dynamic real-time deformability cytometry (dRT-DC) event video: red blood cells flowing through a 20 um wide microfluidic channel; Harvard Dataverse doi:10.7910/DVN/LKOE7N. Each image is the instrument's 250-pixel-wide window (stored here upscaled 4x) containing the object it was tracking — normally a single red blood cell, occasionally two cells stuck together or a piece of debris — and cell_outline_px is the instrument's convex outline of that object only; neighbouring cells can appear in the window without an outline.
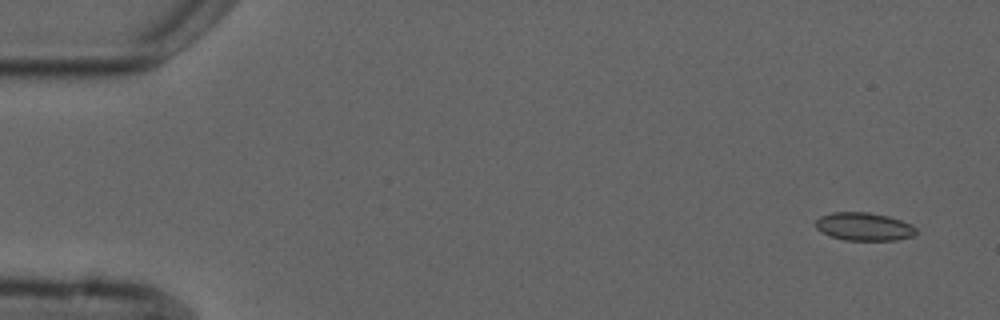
{"species": "common noctule bat (a hibernating species)", "species_latin": "Nyctalus noctula", "temperature_condition": "cold", "stored_images_in_passage": 6, "camera_frame_rate_fps": 3000, "um_per_image_px": 0.085, "animal": {"sex": "male", "forearm_length_mm": 52.5}, "frame": {"image": 1, "passage_image": 1, "time_ms": 0.0, "image_size_px": [1000, 320], "cell_outline_px": [[916, 232], [912, 236], [896, 240], [844, 240], [820, 232], [816, 228], [816, 220], [820, 216], [832, 212], [868, 212], [888, 216], [912, 224], [916, 228]], "centroid_in_image_um": [73.43, 19.26], "position_along_channel_um": 11.6, "area_um2": 16.42}}
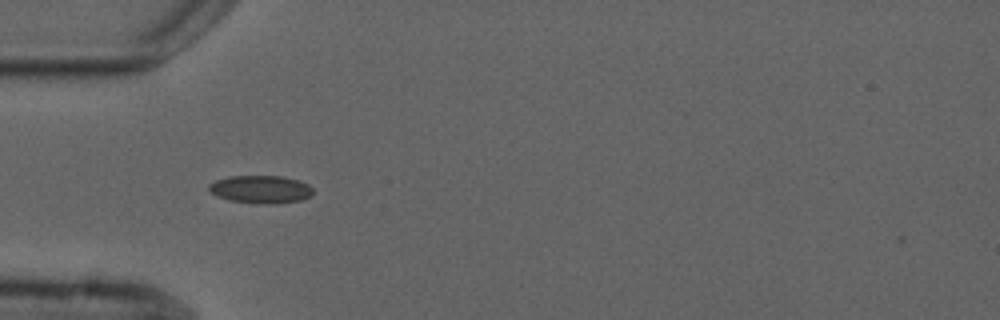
{"frame": {"image": 2, "passage_image": 5, "time_ms": 4.667, "image_size_px": [1000, 320], "cell_outline_px": [[312, 196], [300, 200], [276, 204], [260, 204], [228, 200], [216, 196], [208, 188], [208, 184], [216, 180], [228, 176], [280, 176], [300, 180], [308, 184], [312, 188]], "centroid_in_image_um": [22.16, 16.1], "position_along_channel_um": 62.8, "area_um2": 17.05}}
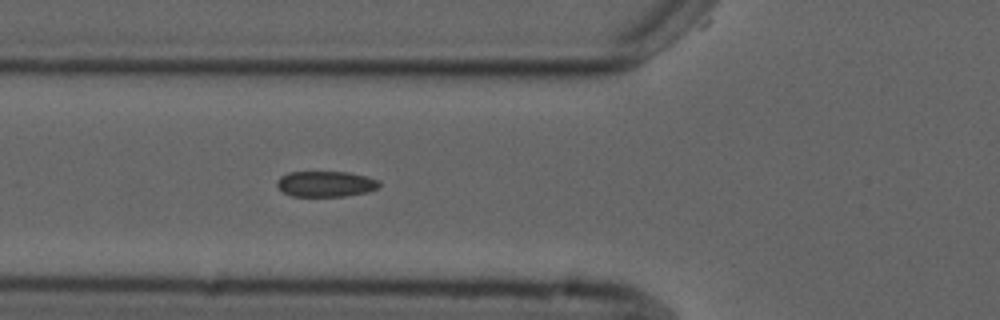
{"frame": {"image": 3, "passage_image": 6, "time_ms": 5.667, "image_size_px": [1000, 320], "cell_outline_px": [[380, 184], [376, 188], [368, 192], [344, 196], [292, 196], [284, 192], [276, 184], [276, 180], [280, 176], [288, 172], [348, 172], [368, 176], [380, 180]], "centroid_in_image_um": [27.69, 15.62], "position_along_channel_um": 98.1, "area_um2": 15.37}}